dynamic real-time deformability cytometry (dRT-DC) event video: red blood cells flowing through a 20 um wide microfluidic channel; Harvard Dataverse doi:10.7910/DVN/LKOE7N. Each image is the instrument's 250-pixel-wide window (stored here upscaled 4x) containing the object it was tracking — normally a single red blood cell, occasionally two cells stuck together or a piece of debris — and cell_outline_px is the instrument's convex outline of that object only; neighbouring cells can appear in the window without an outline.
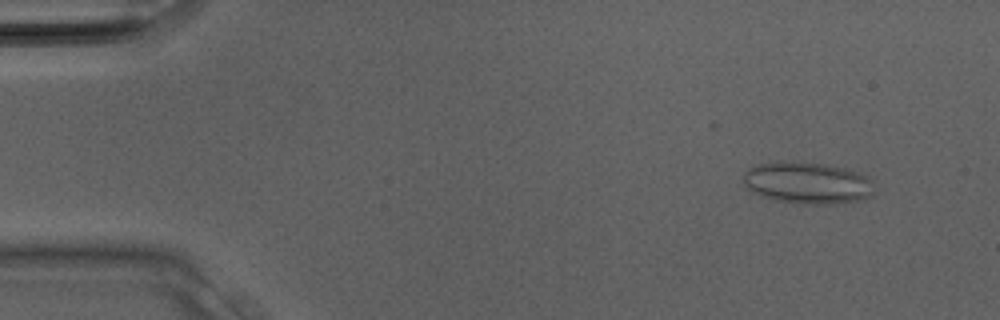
{"species": "Egyptian fruit bat (a non-hibernating species)", "species_latin": "Rousettus aegyptiacus", "temperature_condition": "room temperature", "stored_images_in_passage": 30, "camera_frame_rate_fps": 3000, "um_per_image_px": 0.085, "animal": {"sex": "male"}, "frame": {"image": 1, "passage_image": 2, "time_ms": 0.333, "image_size_px": [1000, 320], "cell_outline_px": [[872, 196], [864, 200], [836, 204], [808, 204], [780, 200], [764, 196], [752, 192], [744, 184], [744, 172], [760, 164], [824, 164], [844, 168], [860, 172], [868, 176], [872, 180]], "centroid_in_image_um": [68.74, 15.59], "position_along_channel_um": 16.3, "area_um2": 30.92}}
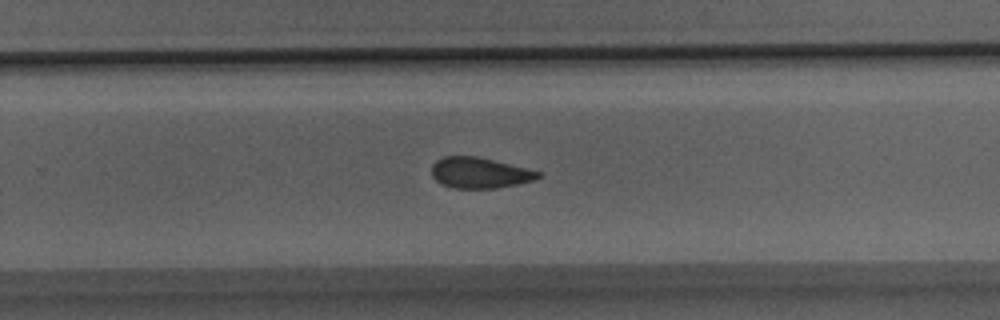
{"frame": {"image": 2, "passage_image": 19, "time_ms": 6.0, "image_size_px": [1000, 320], "cell_outline_px": [[544, 176], [532, 180], [516, 184], [496, 188], [452, 188], [440, 184], [432, 176], [432, 164], [436, 160], [444, 156], [476, 156], [528, 168], [544, 172]], "centroid_in_image_um": [40.78, 14.69], "position_along_channel_um": 289.0, "area_um2": 19.25}}
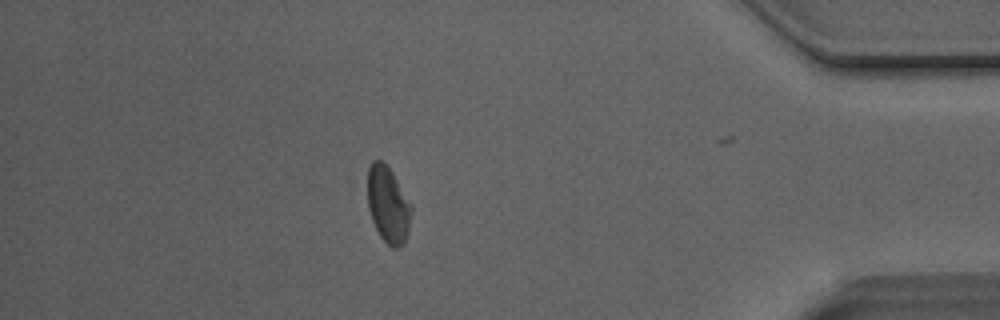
{"frame": {"image": 3, "passage_image": 26, "time_ms": 8.333, "image_size_px": [1000, 320], "cell_outline_px": [[412, 208], [408, 232], [404, 244], [396, 248], [392, 248], [380, 236], [372, 220], [368, 208], [368, 168], [372, 160], [380, 160], [392, 172], [412, 204]], "centroid_in_image_um": [32.99, 17.41], "position_along_channel_um": 402.2, "area_um2": 19.42}}